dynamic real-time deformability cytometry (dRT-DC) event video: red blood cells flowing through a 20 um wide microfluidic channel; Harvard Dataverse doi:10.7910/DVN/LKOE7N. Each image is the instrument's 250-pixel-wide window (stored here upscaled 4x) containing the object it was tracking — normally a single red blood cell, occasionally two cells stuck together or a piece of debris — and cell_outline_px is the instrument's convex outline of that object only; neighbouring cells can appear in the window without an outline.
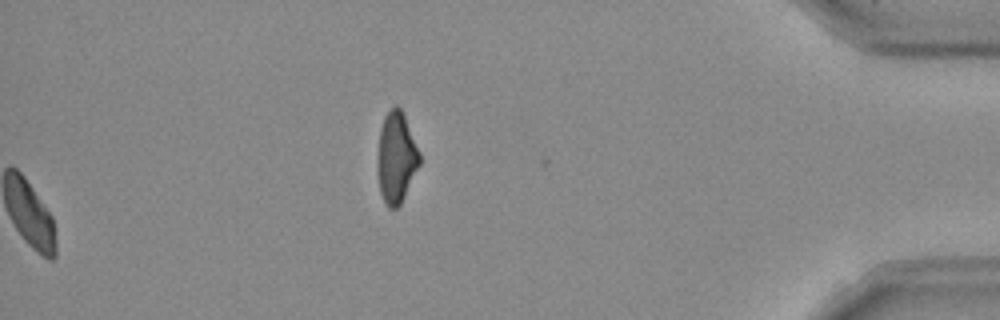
{"species": "Egyptian fruit bat (a non-hibernating species)", "species_latin": "Rousettus aegyptiacus", "temperature_condition": "room temperature", "stored_images_in_passage": 51, "camera_frame_rate_fps": 3000, "um_per_image_px": 0.085, "frame": {"image": 1, "passage_image": 51, "time_ms": 16.667, "image_size_px": [1000, 320], "cell_outline_px": [[420, 164], [400, 204], [396, 208], [388, 208], [380, 192], [380, 128], [384, 116], [396, 104], [404, 112], [420, 152]], "centroid_in_image_um": [33.74, 13.34], "position_along_channel_um": 401.5, "area_um2": 21.56}, "authors_computed_cell_mechanics": {"area_um2": 21.386, "velocity_mm_per_s": 3.929, "shape_relaxation_time_tau1_ms": 4.0039, "shape_relaxation_time_tau2_ms": 3.3068, "deformation_change_tau1": 0.1087, "deformation_change_tau2": 0.0895}}